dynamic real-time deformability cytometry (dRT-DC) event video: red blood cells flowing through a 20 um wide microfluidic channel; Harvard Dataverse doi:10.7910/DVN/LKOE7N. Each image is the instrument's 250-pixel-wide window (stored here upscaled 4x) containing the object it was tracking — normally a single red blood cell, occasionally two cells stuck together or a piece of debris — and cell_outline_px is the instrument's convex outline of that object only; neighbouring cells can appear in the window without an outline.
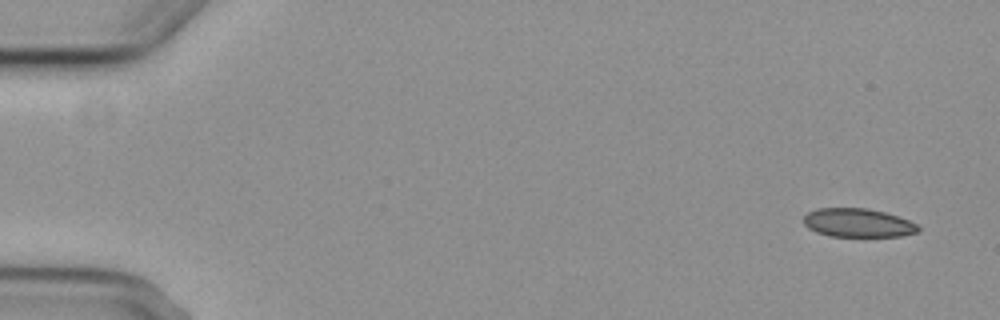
{"species": "common noctule bat (a hibernating species)", "species_latin": "Nyctalus noctula", "temperature_condition": "cold", "stored_images_in_passage": 4, "camera_frame_rate_fps": 3000, "um_per_image_px": 0.085, "animal": {"sex": "female", "body_mass_g": 29.2, "forearm_length_mm": 56.3}, "frame": {"image": 1, "passage_image": 1, "time_ms": 0.0, "image_size_px": [1000, 320], "cell_outline_px": [[920, 228], [916, 232], [900, 236], [828, 236], [816, 232], [808, 228], [804, 224], [804, 216], [808, 212], [816, 208], [868, 208], [884, 212], [908, 220], [916, 224]], "centroid_in_image_um": [72.88, 18.93], "position_along_channel_um": 12.1, "area_um2": 19.02}}
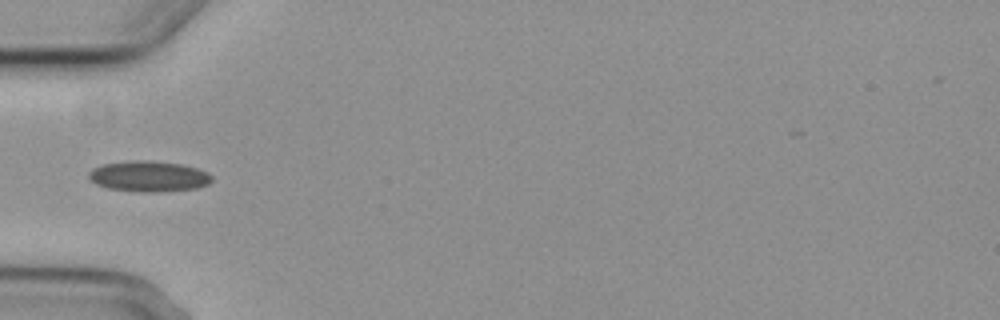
{"frame": {"image": 2, "passage_image": 4, "time_ms": 5.333, "image_size_px": [1000, 320], "cell_outline_px": [[212, 180], [208, 184], [196, 188], [152, 192], [144, 192], [108, 188], [96, 184], [88, 176], [88, 172], [92, 168], [100, 164], [128, 160], [152, 160], [184, 164], [208, 172], [212, 176]], "centroid_in_image_um": [12.63, 14.96], "position_along_channel_um": 72.4, "area_um2": 22.2}}